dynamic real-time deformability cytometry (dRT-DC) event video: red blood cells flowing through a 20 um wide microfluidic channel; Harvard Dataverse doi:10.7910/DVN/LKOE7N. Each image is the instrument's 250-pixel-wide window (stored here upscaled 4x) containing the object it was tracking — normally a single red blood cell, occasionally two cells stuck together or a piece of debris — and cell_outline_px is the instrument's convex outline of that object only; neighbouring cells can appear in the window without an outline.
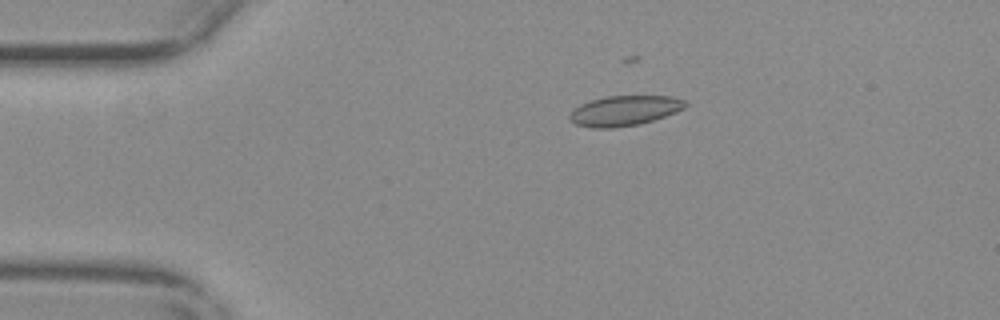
{"species": "common noctule bat (a hibernating species)", "species_latin": "Nyctalus noctula", "temperature_condition": "warm", "stored_images_in_passage": 25, "camera_frame_rate_fps": 3000, "um_per_image_px": 0.085, "animal": {"sex": "female", "body_mass_g": 29.2, "forearm_length_mm": 56.3}, "frame": {"image": 1, "passage_image": 12, "time_ms": 3.667, "image_size_px": [1000, 320], "cell_outline_px": [[688, 104], [684, 108], [676, 112], [640, 124], [616, 128], [592, 128], [576, 124], [568, 116], [580, 104], [592, 100], [608, 96], [672, 96], [684, 100]], "centroid_in_image_um": [53.1, 9.41], "position_along_channel_um": 31.9, "area_um2": 20.11}}
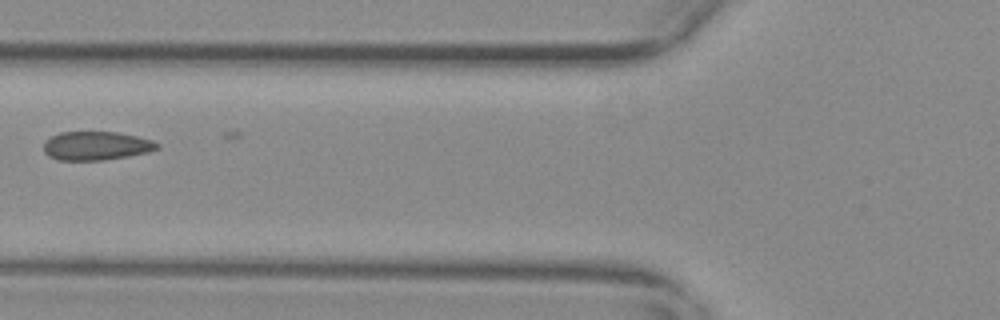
{"frame": {"image": 2, "passage_image": 23, "time_ms": 7.333, "image_size_px": [1000, 320], "cell_outline_px": [[160, 148], [148, 152], [128, 156], [104, 160], [60, 160], [48, 156], [44, 152], [44, 140], [60, 132], [116, 132], [136, 136], [152, 140], [160, 144]], "centroid_in_image_um": [8.18, 12.39], "position_along_channel_um": 117.6, "area_um2": 19.02}}